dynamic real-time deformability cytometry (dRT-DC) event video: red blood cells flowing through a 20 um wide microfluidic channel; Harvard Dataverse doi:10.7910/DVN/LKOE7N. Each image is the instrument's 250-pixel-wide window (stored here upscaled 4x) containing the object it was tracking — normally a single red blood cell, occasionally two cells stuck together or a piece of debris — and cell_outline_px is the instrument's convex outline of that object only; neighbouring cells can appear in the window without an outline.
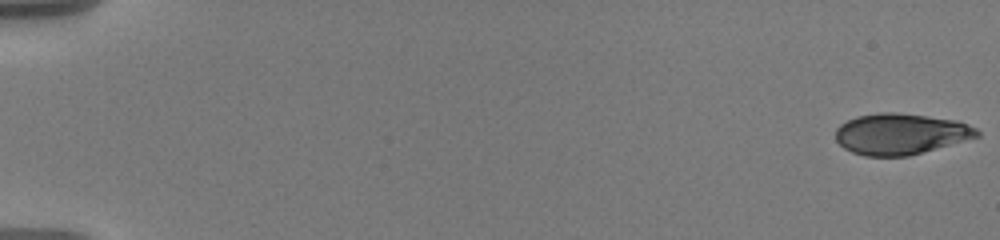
{"species": "human", "species_latin": "Homo sapiens", "temperature_condition": "warm", "stored_images_in_passage": 30, "camera_frame_rate_fps": 3000, "um_per_image_px": 0.085, "donor": {"sex": "male"}, "frame": {"image": 1, "passage_image": 1, "time_ms": 0.0, "image_size_px": [1000, 240], "cell_outline_px": [[980, 136], [908, 156], [864, 156], [852, 152], [844, 148], [836, 140], [836, 128], [840, 124], [856, 116], [880, 112], [896, 112], [956, 120], [976, 128], [980, 132]], "centroid_in_image_um": [76.53, 11.38], "position_along_channel_um": 8.5, "area_um2": 33.7}}
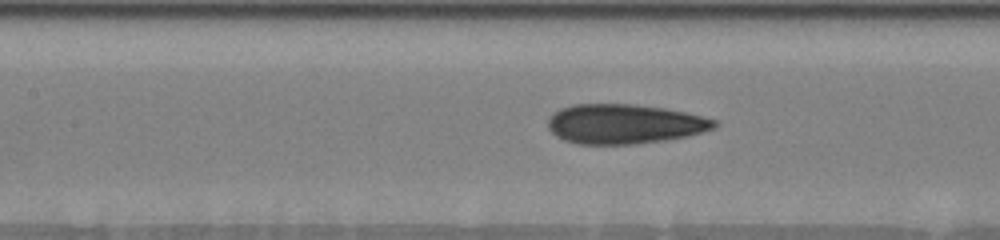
{"frame": {"image": 2, "passage_image": 17, "time_ms": 9.0, "image_size_px": [1000, 240], "cell_outline_px": [[720, 124], [716, 128], [704, 132], [688, 136], [664, 140], [632, 144], [580, 144], [564, 140], [556, 136], [548, 128], [548, 120], [560, 108], [572, 104], [636, 104], [664, 108], [684, 112], [716, 120]], "centroid_in_image_um": [53.1, 10.53], "position_along_channel_um": 154.3, "area_um2": 38.44}}
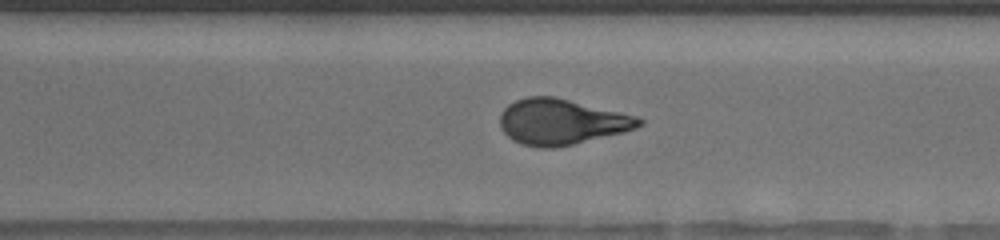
{"frame": {"image": 3, "passage_image": 29, "time_ms": 13.667, "image_size_px": [1000, 240], "cell_outline_px": [[644, 124], [636, 128], [624, 132], [572, 144], [552, 148], [540, 148], [520, 144], [512, 140], [500, 128], [500, 112], [508, 104], [516, 100], [528, 96], [552, 96], [640, 116], [644, 120]], "centroid_in_image_um": [47.72, 10.35], "position_along_channel_um": 322.9, "area_um2": 37.17}}